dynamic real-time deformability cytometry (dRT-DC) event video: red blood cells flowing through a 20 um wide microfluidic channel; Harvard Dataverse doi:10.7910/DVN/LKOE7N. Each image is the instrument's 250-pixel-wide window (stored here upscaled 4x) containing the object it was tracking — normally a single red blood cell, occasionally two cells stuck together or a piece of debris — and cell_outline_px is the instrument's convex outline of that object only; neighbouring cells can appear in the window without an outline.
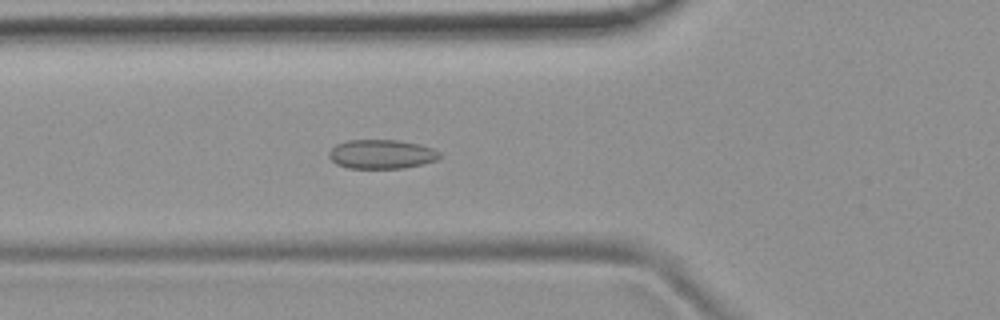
{"species": "common noctule bat (a hibernating species)", "species_latin": "Nyctalus noctula", "temperature_condition": "room temperature", "stored_images_in_passage": 53, "camera_frame_rate_fps": 3000, "um_per_image_px": 0.085, "animal": {"sex": "female", "body_mass_g": 19.9}, "frame": {"image": 1, "passage_image": 19, "time_ms": 6.0, "image_size_px": [1000, 320], "cell_outline_px": [[440, 156], [436, 160], [424, 164], [404, 168], [348, 168], [336, 164], [328, 156], [328, 152], [336, 144], [348, 140], [400, 140], [420, 144], [432, 148], [440, 152]], "centroid_in_image_um": [32.43, 13.1], "position_along_channel_um": 93.4, "area_um2": 18.9}}
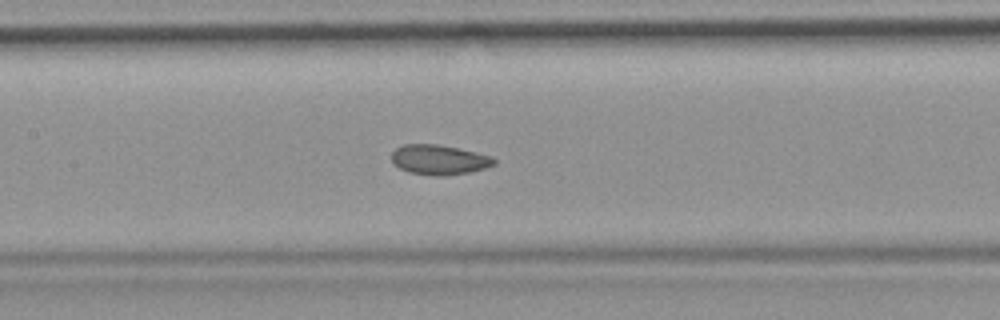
{"frame": {"image": 2, "passage_image": 25, "time_ms": 8.0, "image_size_px": [1000, 320], "cell_outline_px": [[496, 164], [484, 168], [468, 172], [444, 176], [440, 176], [408, 172], [400, 168], [392, 160], [392, 152], [396, 148], [404, 144], [436, 144], [476, 152], [492, 156], [496, 160]], "centroid_in_image_um": [37.33, 13.57], "position_along_channel_um": 170.1, "area_um2": 17.63}}
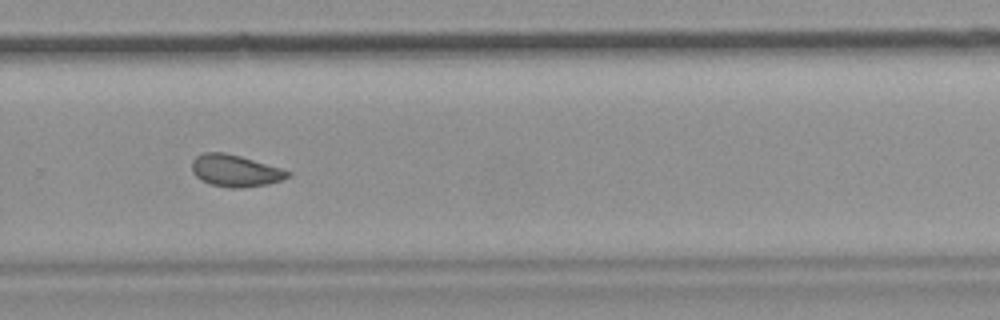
{"frame": {"image": 3, "passage_image": 36, "time_ms": 11.667, "image_size_px": [1000, 320], "cell_outline_px": [[292, 176], [268, 184], [240, 188], [232, 188], [212, 184], [200, 180], [192, 172], [192, 160], [196, 156], [204, 152], [224, 152], [240, 156], [280, 168], [292, 172]], "centroid_in_image_um": [19.99, 14.51], "position_along_channel_um": 309.8, "area_um2": 17.74}, "authors_computed_cell_mechanics": {"area_um2": 18.5538, "velocity_mm_per_s": 3.8285, "shape_relaxation_time_tau1_ms": 11.1812, "shape_relaxation_time_tau2_ms": 1.2837, "deformation_change_tau1": 0.1313, "deformation_change_tau2": 0.0494}}